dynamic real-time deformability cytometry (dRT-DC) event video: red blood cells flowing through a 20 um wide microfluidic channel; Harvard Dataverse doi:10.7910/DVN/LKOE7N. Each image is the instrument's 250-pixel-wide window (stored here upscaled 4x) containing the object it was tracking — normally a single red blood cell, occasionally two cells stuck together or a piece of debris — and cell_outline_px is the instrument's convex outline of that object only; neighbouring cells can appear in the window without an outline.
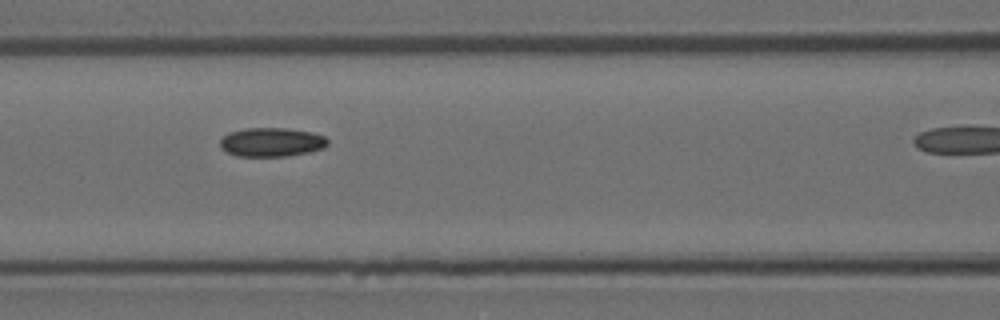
{"species": "Egyptian fruit bat (a non-hibernating species)", "species_latin": "Rousettus aegyptiacus", "temperature_condition": "room temperature", "stored_images_in_passage": 10, "camera_frame_rate_fps": 3000, "um_per_image_px": 0.085, "animal": {"sex": "female"}, "frame": {"image": 1, "passage_image": 7, "time_ms": 2.0, "image_size_px": [1000, 320], "cell_outline_px": [[328, 144], [324, 148], [308, 152], [288, 156], [236, 156], [220, 148], [220, 140], [228, 132], [248, 128], [288, 128], [312, 132], [324, 136], [328, 140]], "centroid_in_image_um": [23.08, 12.08], "position_along_channel_um": 143.5, "area_um2": 18.21}}
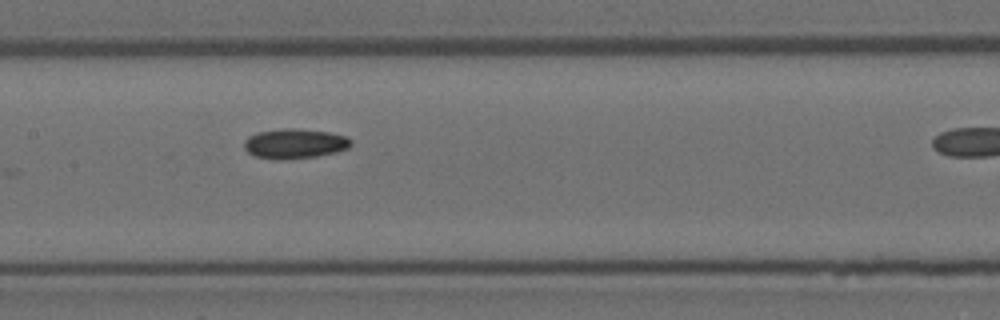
{"frame": {"image": 2, "passage_image": 8, "time_ms": 2.333, "image_size_px": [1000, 320], "cell_outline_px": [[352, 144], [348, 148], [336, 152], [316, 156], [280, 160], [256, 156], [248, 152], [244, 148], [244, 140], [248, 136], [256, 132], [284, 128], [292, 128], [328, 132], [348, 136], [352, 140]], "centroid_in_image_um": [25.05, 12.2], "position_along_channel_um": 182.3, "area_um2": 18.61}}